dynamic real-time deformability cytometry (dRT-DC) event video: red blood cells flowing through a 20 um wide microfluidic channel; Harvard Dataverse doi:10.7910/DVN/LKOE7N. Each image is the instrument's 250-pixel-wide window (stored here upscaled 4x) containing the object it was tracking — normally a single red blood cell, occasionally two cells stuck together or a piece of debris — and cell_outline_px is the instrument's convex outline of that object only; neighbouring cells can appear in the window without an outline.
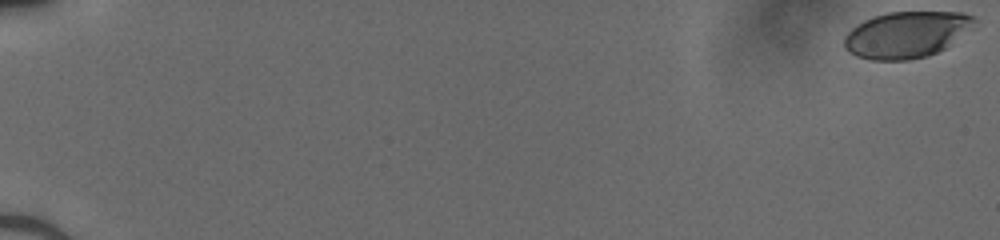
{"species": "human", "species_latin": "Homo sapiens", "temperature_condition": "cold", "stored_images_in_passage": 12, "camera_frame_rate_fps": 3000, "um_per_image_px": 0.085, "donor": {"sex": "male"}, "frame": {"image": 1, "passage_image": 1, "time_ms": 0.0, "image_size_px": [1000, 240], "cell_outline_px": [[976, 20], [944, 48], [928, 56], [908, 60], [872, 60], [856, 56], [848, 52], [844, 48], [844, 36], [852, 28], [864, 20], [888, 12], [960, 12], [972, 16]], "centroid_in_image_um": [76.94, 2.95], "position_along_channel_um": 8.1, "area_um2": 34.45}}